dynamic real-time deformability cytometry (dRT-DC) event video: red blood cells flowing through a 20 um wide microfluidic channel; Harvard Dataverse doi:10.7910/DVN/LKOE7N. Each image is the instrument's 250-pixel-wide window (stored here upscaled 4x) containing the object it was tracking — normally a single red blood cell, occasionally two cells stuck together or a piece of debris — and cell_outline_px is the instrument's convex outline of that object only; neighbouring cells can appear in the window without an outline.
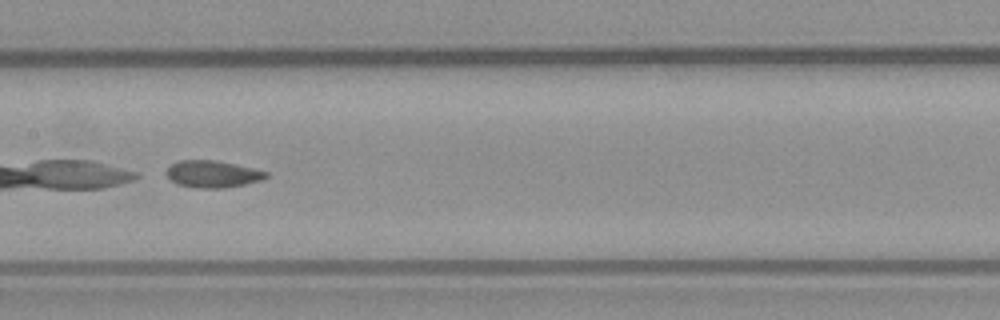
{"species": "common noctule bat (a hibernating species)", "species_latin": "Nyctalus noctula", "temperature_condition": "warm", "stored_images_in_passage": 34, "camera_frame_rate_fps": 3000, "um_per_image_px": 0.085, "animal": {"sex": "male", "body_mass_g": 23.1, "forearm_length_mm": 52.7}, "frame": {"image": 1, "passage_image": 15, "time_ms": 4.667, "image_size_px": [1000, 320], "cell_outline_px": [[268, 176], [260, 180], [244, 184], [224, 188], [196, 188], [176, 184], [164, 172], [172, 164], [180, 160], [212, 160], [252, 168], [268, 172]], "centroid_in_image_um": [18.03, 14.8], "position_along_channel_um": 189.4, "area_um2": 15.43}, "authors_computed_cell_mechanics": {"area_um2": 16.0973, "velocity_mm_per_s": 3.9828, "shape_relaxation_time_tau1_ms": 6.4427, "shape_relaxation_time_tau2_ms": 1.6834, "deformation_change_tau1": 0.1305, "deformation_change_tau2": 0.0638}}